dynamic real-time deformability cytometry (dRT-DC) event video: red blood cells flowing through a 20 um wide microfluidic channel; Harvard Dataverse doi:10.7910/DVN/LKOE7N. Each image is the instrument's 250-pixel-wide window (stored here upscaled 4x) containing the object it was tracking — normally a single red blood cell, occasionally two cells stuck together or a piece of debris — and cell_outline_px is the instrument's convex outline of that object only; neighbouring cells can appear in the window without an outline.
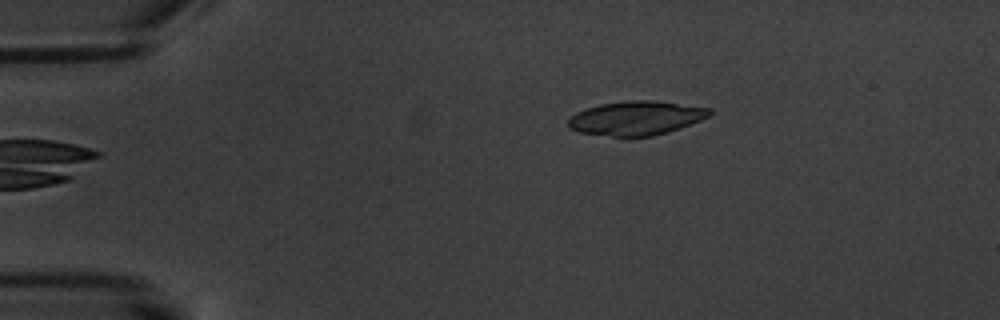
{"species": "common noctule bat (a hibernating species)", "species_latin": "Nyctalus noctula", "temperature_condition": "warm", "stored_images_in_passage": 6, "camera_frame_rate_fps": 3000, "um_per_image_px": 0.085, "animal": {"sex": "male", "body_mass_g": 20.1, "forearm_length_mm": 53.5}, "frame": {"image": 1, "passage_image": 6, "time_ms": 6.667, "image_size_px": [1000, 320], "cell_outline_px": [[712, 112], [708, 116], [700, 120], [680, 128], [668, 132], [652, 136], [624, 140], [576, 132], [568, 128], [568, 120], [576, 112], [600, 104], [628, 100], [656, 100], [712, 108]], "centroid_in_image_um": [54.03, 10.08], "position_along_channel_um": 31.0, "area_um2": 29.02}}